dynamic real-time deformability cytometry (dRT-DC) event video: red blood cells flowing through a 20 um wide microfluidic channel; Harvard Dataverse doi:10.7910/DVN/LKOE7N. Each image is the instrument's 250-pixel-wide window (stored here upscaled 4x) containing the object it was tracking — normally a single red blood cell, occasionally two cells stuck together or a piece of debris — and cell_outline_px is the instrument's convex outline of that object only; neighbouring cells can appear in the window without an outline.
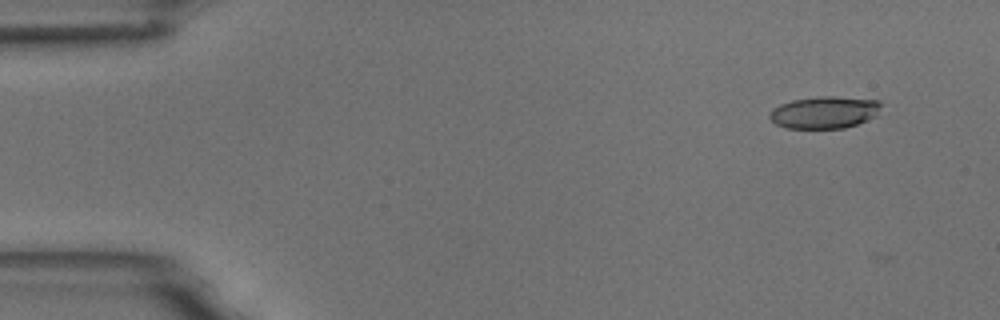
{"species": "common noctule bat (a hibernating species)", "species_latin": "Nyctalus noctula", "temperature_condition": "room temperature", "stored_images_in_passage": 6, "segment_of_instrument_passage": [1, 2], "camera_frame_rate_fps": 3000, "um_per_image_px": 0.085, "animal": {"sex": "male", "body_mass_g": 18.8}, "frame": {"image": 1, "passage_image": 2, "time_ms": 1.0, "image_size_px": [1000, 320], "cell_outline_px": [[880, 104], [876, 116], [868, 120], [844, 128], [784, 128], [776, 124], [768, 116], [772, 108], [780, 104], [792, 100], [816, 96], [832, 96], [880, 100]], "centroid_in_image_um": [70.05, 9.54], "position_along_channel_um": 15.0, "area_um2": 20.92}}
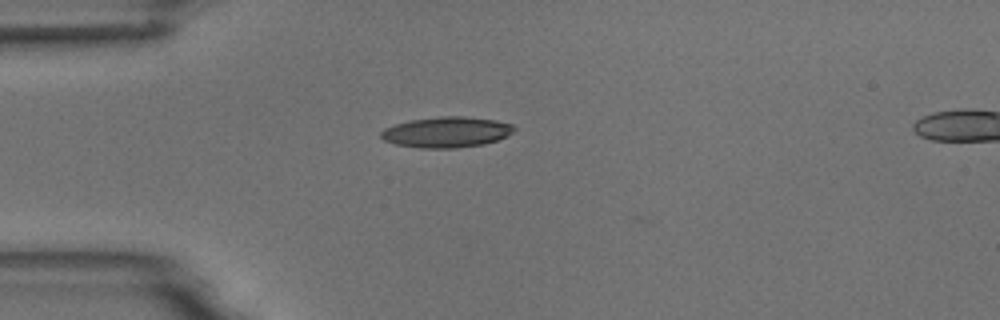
{"frame": {"image": 2, "passage_image": 5, "time_ms": 4.333, "image_size_px": [1000, 320], "cell_outline_px": [[516, 128], [508, 136], [484, 144], [456, 148], [420, 148], [396, 144], [384, 140], [380, 136], [380, 132], [384, 128], [396, 124], [412, 120], [440, 116], [464, 116], [496, 120], [512, 124]], "centroid_in_image_um": [37.97, 11.23], "position_along_channel_um": 47.0, "area_um2": 23.76}}